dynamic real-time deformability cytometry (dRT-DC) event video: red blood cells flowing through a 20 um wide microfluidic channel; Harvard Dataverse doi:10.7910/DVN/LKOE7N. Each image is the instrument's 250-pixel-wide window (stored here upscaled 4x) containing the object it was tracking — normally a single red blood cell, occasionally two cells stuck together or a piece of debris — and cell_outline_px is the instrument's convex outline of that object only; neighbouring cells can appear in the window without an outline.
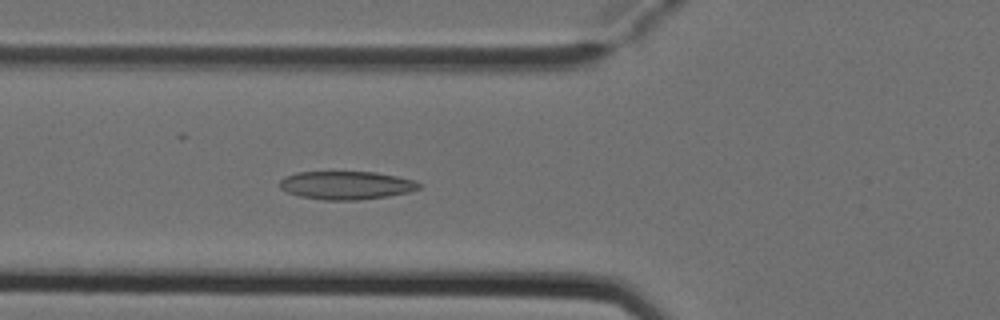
{"species": "Egyptian fruit bat (a non-hibernating species)", "species_latin": "Rousettus aegyptiacus", "temperature_condition": "cold", "stored_images_in_passage": 3, "camera_frame_rate_fps": 3000, "um_per_image_px": 0.085, "animal": {"sex": "female"}, "frame": {"image": 1, "passage_image": 3, "time_ms": 0.667, "image_size_px": [1000, 320], "cell_outline_px": [[424, 184], [420, 188], [408, 192], [388, 196], [360, 200], [324, 200], [300, 196], [288, 192], [280, 188], [280, 180], [284, 176], [296, 172], [376, 172], [416, 180]], "centroid_in_image_um": [29.46, 15.74], "position_along_channel_um": 96.3, "area_um2": 23.06}}